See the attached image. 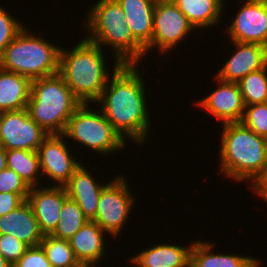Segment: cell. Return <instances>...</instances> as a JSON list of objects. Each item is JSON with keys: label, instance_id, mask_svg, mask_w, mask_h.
<instances>
[{"label": "cell", "instance_id": "30bf717a", "mask_svg": "<svg viewBox=\"0 0 267 267\" xmlns=\"http://www.w3.org/2000/svg\"><path fill=\"white\" fill-rule=\"evenodd\" d=\"M49 134L30 116L27 108L0 112V145L6 150L38 151Z\"/></svg>", "mask_w": 267, "mask_h": 267}, {"label": "cell", "instance_id": "8fae6325", "mask_svg": "<svg viewBox=\"0 0 267 267\" xmlns=\"http://www.w3.org/2000/svg\"><path fill=\"white\" fill-rule=\"evenodd\" d=\"M63 137V138H62ZM63 134H49L38 148L40 171L54 186H65L82 165L70 154ZM49 176V177H48Z\"/></svg>", "mask_w": 267, "mask_h": 267}, {"label": "cell", "instance_id": "4316f807", "mask_svg": "<svg viewBox=\"0 0 267 267\" xmlns=\"http://www.w3.org/2000/svg\"><path fill=\"white\" fill-rule=\"evenodd\" d=\"M245 106L267 102V65L237 82Z\"/></svg>", "mask_w": 267, "mask_h": 267}, {"label": "cell", "instance_id": "2e32d148", "mask_svg": "<svg viewBox=\"0 0 267 267\" xmlns=\"http://www.w3.org/2000/svg\"><path fill=\"white\" fill-rule=\"evenodd\" d=\"M83 165L84 163L74 172L64 187L68 197L73 199L88 220L92 221L97 213L100 194L107 184L95 181L96 178Z\"/></svg>", "mask_w": 267, "mask_h": 267}, {"label": "cell", "instance_id": "4dcf8cb0", "mask_svg": "<svg viewBox=\"0 0 267 267\" xmlns=\"http://www.w3.org/2000/svg\"><path fill=\"white\" fill-rule=\"evenodd\" d=\"M29 246L13 235L0 234V253L13 266Z\"/></svg>", "mask_w": 267, "mask_h": 267}, {"label": "cell", "instance_id": "8d00e7d4", "mask_svg": "<svg viewBox=\"0 0 267 267\" xmlns=\"http://www.w3.org/2000/svg\"><path fill=\"white\" fill-rule=\"evenodd\" d=\"M259 259L251 267H260Z\"/></svg>", "mask_w": 267, "mask_h": 267}, {"label": "cell", "instance_id": "e0dca14e", "mask_svg": "<svg viewBox=\"0 0 267 267\" xmlns=\"http://www.w3.org/2000/svg\"><path fill=\"white\" fill-rule=\"evenodd\" d=\"M105 234L96 222L88 221L69 239L72 251L83 267H96L103 259Z\"/></svg>", "mask_w": 267, "mask_h": 267}, {"label": "cell", "instance_id": "1f68e13d", "mask_svg": "<svg viewBox=\"0 0 267 267\" xmlns=\"http://www.w3.org/2000/svg\"><path fill=\"white\" fill-rule=\"evenodd\" d=\"M12 267H53L41 245L30 246Z\"/></svg>", "mask_w": 267, "mask_h": 267}, {"label": "cell", "instance_id": "9c48e42d", "mask_svg": "<svg viewBox=\"0 0 267 267\" xmlns=\"http://www.w3.org/2000/svg\"><path fill=\"white\" fill-rule=\"evenodd\" d=\"M186 16L172 1H156L154 8L153 35L151 45L146 49L148 53L152 48L165 52L175 49L180 41L194 32Z\"/></svg>", "mask_w": 267, "mask_h": 267}, {"label": "cell", "instance_id": "5b68a950", "mask_svg": "<svg viewBox=\"0 0 267 267\" xmlns=\"http://www.w3.org/2000/svg\"><path fill=\"white\" fill-rule=\"evenodd\" d=\"M81 104L59 74L31 82L27 110L48 134H63L68 119Z\"/></svg>", "mask_w": 267, "mask_h": 267}, {"label": "cell", "instance_id": "cb8c5ba5", "mask_svg": "<svg viewBox=\"0 0 267 267\" xmlns=\"http://www.w3.org/2000/svg\"><path fill=\"white\" fill-rule=\"evenodd\" d=\"M7 168L16 172L31 187L39 186L40 174L39 155L37 151L24 149L7 150ZM39 174V175H38Z\"/></svg>", "mask_w": 267, "mask_h": 267}, {"label": "cell", "instance_id": "277c9868", "mask_svg": "<svg viewBox=\"0 0 267 267\" xmlns=\"http://www.w3.org/2000/svg\"><path fill=\"white\" fill-rule=\"evenodd\" d=\"M105 61L103 48L84 38L71 50L60 49L58 74L82 104L96 103L110 78Z\"/></svg>", "mask_w": 267, "mask_h": 267}, {"label": "cell", "instance_id": "e575fe53", "mask_svg": "<svg viewBox=\"0 0 267 267\" xmlns=\"http://www.w3.org/2000/svg\"><path fill=\"white\" fill-rule=\"evenodd\" d=\"M7 150L0 145V172L7 168Z\"/></svg>", "mask_w": 267, "mask_h": 267}, {"label": "cell", "instance_id": "836d02e7", "mask_svg": "<svg viewBox=\"0 0 267 267\" xmlns=\"http://www.w3.org/2000/svg\"><path fill=\"white\" fill-rule=\"evenodd\" d=\"M254 193L258 194L264 201H267V166L263 175L258 181L252 186Z\"/></svg>", "mask_w": 267, "mask_h": 267}, {"label": "cell", "instance_id": "ffe728a7", "mask_svg": "<svg viewBox=\"0 0 267 267\" xmlns=\"http://www.w3.org/2000/svg\"><path fill=\"white\" fill-rule=\"evenodd\" d=\"M191 247L158 244L132 256L129 260L137 267H190Z\"/></svg>", "mask_w": 267, "mask_h": 267}, {"label": "cell", "instance_id": "603a6c76", "mask_svg": "<svg viewBox=\"0 0 267 267\" xmlns=\"http://www.w3.org/2000/svg\"><path fill=\"white\" fill-rule=\"evenodd\" d=\"M225 0H172L194 29L209 28L219 23Z\"/></svg>", "mask_w": 267, "mask_h": 267}, {"label": "cell", "instance_id": "f546056e", "mask_svg": "<svg viewBox=\"0 0 267 267\" xmlns=\"http://www.w3.org/2000/svg\"><path fill=\"white\" fill-rule=\"evenodd\" d=\"M30 192V187L13 170L5 168L0 172V193H18L25 200Z\"/></svg>", "mask_w": 267, "mask_h": 267}, {"label": "cell", "instance_id": "f1b7e54d", "mask_svg": "<svg viewBox=\"0 0 267 267\" xmlns=\"http://www.w3.org/2000/svg\"><path fill=\"white\" fill-rule=\"evenodd\" d=\"M24 27L23 23L20 24V21L11 16L0 5V57L3 55L5 48Z\"/></svg>", "mask_w": 267, "mask_h": 267}, {"label": "cell", "instance_id": "d590c367", "mask_svg": "<svg viewBox=\"0 0 267 267\" xmlns=\"http://www.w3.org/2000/svg\"><path fill=\"white\" fill-rule=\"evenodd\" d=\"M0 267H12L6 258L0 253Z\"/></svg>", "mask_w": 267, "mask_h": 267}, {"label": "cell", "instance_id": "d6a6232c", "mask_svg": "<svg viewBox=\"0 0 267 267\" xmlns=\"http://www.w3.org/2000/svg\"><path fill=\"white\" fill-rule=\"evenodd\" d=\"M26 200L18 193H0V216L18 208Z\"/></svg>", "mask_w": 267, "mask_h": 267}, {"label": "cell", "instance_id": "ba28073f", "mask_svg": "<svg viewBox=\"0 0 267 267\" xmlns=\"http://www.w3.org/2000/svg\"><path fill=\"white\" fill-rule=\"evenodd\" d=\"M127 181L124 176H117L112 179L103 188L95 218L92 220L96 222L107 234L117 238L123 231V227L128 215L133 208V196L127 186Z\"/></svg>", "mask_w": 267, "mask_h": 267}, {"label": "cell", "instance_id": "d6986e66", "mask_svg": "<svg viewBox=\"0 0 267 267\" xmlns=\"http://www.w3.org/2000/svg\"><path fill=\"white\" fill-rule=\"evenodd\" d=\"M126 15L134 39L146 50L152 42L154 0H116Z\"/></svg>", "mask_w": 267, "mask_h": 267}, {"label": "cell", "instance_id": "6da1fadb", "mask_svg": "<svg viewBox=\"0 0 267 267\" xmlns=\"http://www.w3.org/2000/svg\"><path fill=\"white\" fill-rule=\"evenodd\" d=\"M136 66L114 63L112 78H109L96 105L124 140L128 136L135 143L144 144L147 134H150L151 120L145 102L144 80Z\"/></svg>", "mask_w": 267, "mask_h": 267}, {"label": "cell", "instance_id": "74e56055", "mask_svg": "<svg viewBox=\"0 0 267 267\" xmlns=\"http://www.w3.org/2000/svg\"><path fill=\"white\" fill-rule=\"evenodd\" d=\"M154 1H172V0H154Z\"/></svg>", "mask_w": 267, "mask_h": 267}, {"label": "cell", "instance_id": "d4e9b609", "mask_svg": "<svg viewBox=\"0 0 267 267\" xmlns=\"http://www.w3.org/2000/svg\"><path fill=\"white\" fill-rule=\"evenodd\" d=\"M88 221L78 204L67 197L57 227L50 235L58 239L69 240Z\"/></svg>", "mask_w": 267, "mask_h": 267}, {"label": "cell", "instance_id": "7c38bea8", "mask_svg": "<svg viewBox=\"0 0 267 267\" xmlns=\"http://www.w3.org/2000/svg\"><path fill=\"white\" fill-rule=\"evenodd\" d=\"M227 27L231 41L267 47V0H247Z\"/></svg>", "mask_w": 267, "mask_h": 267}, {"label": "cell", "instance_id": "8992f818", "mask_svg": "<svg viewBox=\"0 0 267 267\" xmlns=\"http://www.w3.org/2000/svg\"><path fill=\"white\" fill-rule=\"evenodd\" d=\"M30 33L26 27L18 33L0 57V67L31 81L58 74L61 47Z\"/></svg>", "mask_w": 267, "mask_h": 267}, {"label": "cell", "instance_id": "44dd1931", "mask_svg": "<svg viewBox=\"0 0 267 267\" xmlns=\"http://www.w3.org/2000/svg\"><path fill=\"white\" fill-rule=\"evenodd\" d=\"M31 82L25 76L0 67V112L27 108Z\"/></svg>", "mask_w": 267, "mask_h": 267}, {"label": "cell", "instance_id": "7a4b0ae2", "mask_svg": "<svg viewBox=\"0 0 267 267\" xmlns=\"http://www.w3.org/2000/svg\"><path fill=\"white\" fill-rule=\"evenodd\" d=\"M222 125L220 172L234 181L251 180L254 185L267 166V138L240 122Z\"/></svg>", "mask_w": 267, "mask_h": 267}, {"label": "cell", "instance_id": "5bb4252c", "mask_svg": "<svg viewBox=\"0 0 267 267\" xmlns=\"http://www.w3.org/2000/svg\"><path fill=\"white\" fill-rule=\"evenodd\" d=\"M65 187H31L26 201L32 208L39 228L44 235H50L57 227L65 199Z\"/></svg>", "mask_w": 267, "mask_h": 267}, {"label": "cell", "instance_id": "9a60e30c", "mask_svg": "<svg viewBox=\"0 0 267 267\" xmlns=\"http://www.w3.org/2000/svg\"><path fill=\"white\" fill-rule=\"evenodd\" d=\"M234 54L218 70L216 77L226 82H239L251 72L267 65V47L256 43L232 41Z\"/></svg>", "mask_w": 267, "mask_h": 267}, {"label": "cell", "instance_id": "83f0119b", "mask_svg": "<svg viewBox=\"0 0 267 267\" xmlns=\"http://www.w3.org/2000/svg\"><path fill=\"white\" fill-rule=\"evenodd\" d=\"M240 123L258 136L267 138V102L245 106Z\"/></svg>", "mask_w": 267, "mask_h": 267}, {"label": "cell", "instance_id": "3957f363", "mask_svg": "<svg viewBox=\"0 0 267 267\" xmlns=\"http://www.w3.org/2000/svg\"><path fill=\"white\" fill-rule=\"evenodd\" d=\"M94 4L83 22L88 32L85 38L101 48L109 46L115 51V62L138 65L146 50L134 39L121 5L116 0Z\"/></svg>", "mask_w": 267, "mask_h": 267}, {"label": "cell", "instance_id": "ac0fdd59", "mask_svg": "<svg viewBox=\"0 0 267 267\" xmlns=\"http://www.w3.org/2000/svg\"><path fill=\"white\" fill-rule=\"evenodd\" d=\"M0 234L13 235L29 247L40 245L44 237L27 201L8 214L0 216Z\"/></svg>", "mask_w": 267, "mask_h": 267}, {"label": "cell", "instance_id": "4fadbf2b", "mask_svg": "<svg viewBox=\"0 0 267 267\" xmlns=\"http://www.w3.org/2000/svg\"><path fill=\"white\" fill-rule=\"evenodd\" d=\"M219 85L212 93L197 103L199 107L221 119L222 124L239 123L242 119L245 104L238 83L226 82L215 77Z\"/></svg>", "mask_w": 267, "mask_h": 267}, {"label": "cell", "instance_id": "52a82bcc", "mask_svg": "<svg viewBox=\"0 0 267 267\" xmlns=\"http://www.w3.org/2000/svg\"><path fill=\"white\" fill-rule=\"evenodd\" d=\"M90 105L81 104L68 119L63 135L65 138L81 143L99 154H109L126 148V140L113 128L103 112L89 108Z\"/></svg>", "mask_w": 267, "mask_h": 267}, {"label": "cell", "instance_id": "484cf974", "mask_svg": "<svg viewBox=\"0 0 267 267\" xmlns=\"http://www.w3.org/2000/svg\"><path fill=\"white\" fill-rule=\"evenodd\" d=\"M40 245L53 267H83L76 259L69 240L44 235Z\"/></svg>", "mask_w": 267, "mask_h": 267}, {"label": "cell", "instance_id": "7402d4cb", "mask_svg": "<svg viewBox=\"0 0 267 267\" xmlns=\"http://www.w3.org/2000/svg\"><path fill=\"white\" fill-rule=\"evenodd\" d=\"M213 244L202 240L192 242L190 267H251L257 258L212 252Z\"/></svg>", "mask_w": 267, "mask_h": 267}]
</instances>
